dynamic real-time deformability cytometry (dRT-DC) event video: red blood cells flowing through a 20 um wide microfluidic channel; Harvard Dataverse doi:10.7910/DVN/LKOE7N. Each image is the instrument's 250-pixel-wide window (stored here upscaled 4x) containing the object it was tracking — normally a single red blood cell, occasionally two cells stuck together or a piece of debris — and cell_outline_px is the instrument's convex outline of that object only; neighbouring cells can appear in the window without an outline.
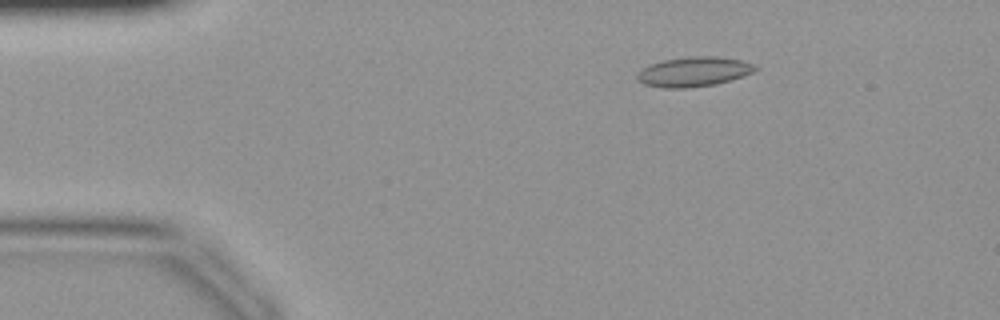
{"species": "common noctule bat (a hibernating species)", "species_latin": "Nyctalus noctula", "temperature_condition": "warm", "stored_images_in_passage": 43, "camera_frame_rate_fps": 3000, "um_per_image_px": 0.085, "animal": {"sex": "female", "body_mass_g": 19.9}, "frame": {"image": 1, "passage_image": 7, "time_ms": 2.0, "image_size_px": [1000, 320], "cell_outline_px": [[760, 68], [744, 76], [716, 84], [688, 88], [664, 88], [644, 84], [636, 80], [636, 76], [644, 68], [652, 64], [664, 60], [692, 56], [716, 56], [740, 60], [756, 64]], "centroid_in_image_um": [59.01, 6.1], "position_along_channel_um": 26.0, "area_um2": 20.4}}
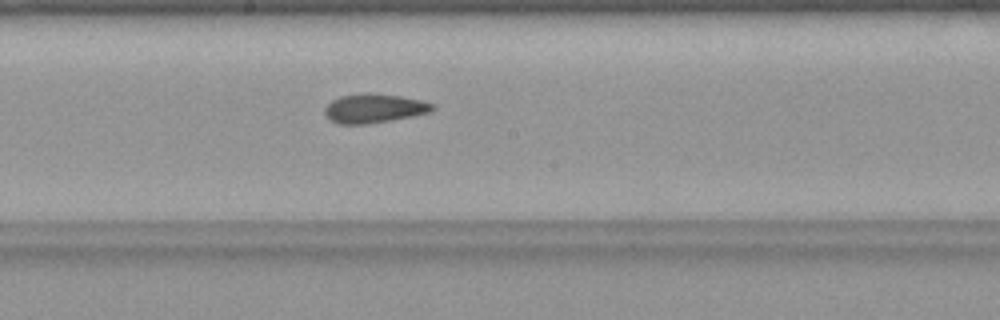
{"frame": {"image": 2, "passage_image": 23, "time_ms": 7.333, "image_size_px": [1000, 320], "cell_outline_px": [[436, 108], [432, 112], [392, 120], [368, 124], [336, 124], [328, 120], [324, 116], [324, 108], [332, 100], [340, 96], [364, 92], [372, 92], [400, 96], [420, 100], [436, 104]], "centroid_in_image_um": [31.78, 9.21], "position_along_channel_um": 216.4, "area_um2": 18.73}}
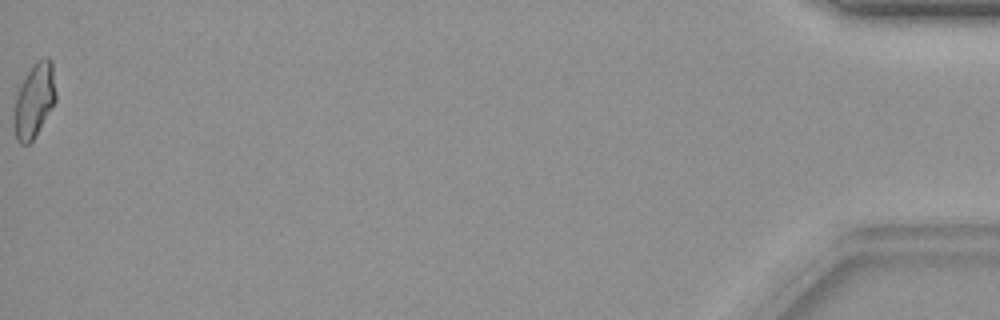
{"frame": {"image": 3, "passage_image": 43, "time_ms": 14.0, "image_size_px": [1000, 320], "cell_outline_px": [[56, 100], [32, 140], [28, 144], [20, 144], [16, 140], [12, 120], [12, 112], [16, 96], [32, 64], [36, 60], [44, 56], [48, 56], [52, 60], [56, 92]], "centroid_in_image_um": [2.9, 8.51], "position_along_channel_um": 432.3, "area_um2": 18.21}}